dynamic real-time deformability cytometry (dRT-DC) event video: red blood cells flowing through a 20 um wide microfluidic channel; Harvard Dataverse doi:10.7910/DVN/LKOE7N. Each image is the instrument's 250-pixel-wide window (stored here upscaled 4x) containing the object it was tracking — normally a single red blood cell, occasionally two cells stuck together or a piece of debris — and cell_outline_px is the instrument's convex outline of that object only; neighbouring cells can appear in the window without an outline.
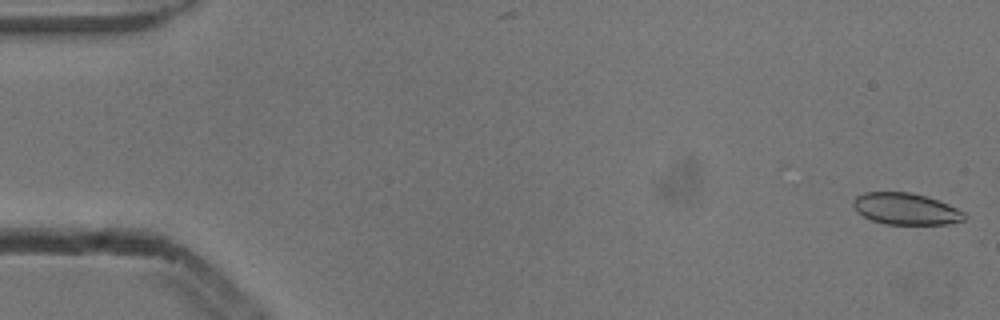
{"species": "common noctule bat (a hibernating species)", "species_latin": "Nyctalus noctula", "temperature_condition": "cold", "stored_images_in_passage": 5, "camera_frame_rate_fps": 3000, "um_per_image_px": 0.085, "animal": {"sex": "male", "body_mass_g": 13.3}, "frame": {"image": 1, "passage_image": 1, "time_ms": 0.0, "image_size_px": [1000, 320], "cell_outline_px": [[964, 220], [944, 224], [884, 224], [872, 220], [856, 212], [852, 204], [852, 200], [856, 196], [864, 192], [908, 192], [924, 196], [948, 204], [964, 212]], "centroid_in_image_um": [76.93, 17.75], "position_along_channel_um": 8.1, "area_um2": 20.29}}
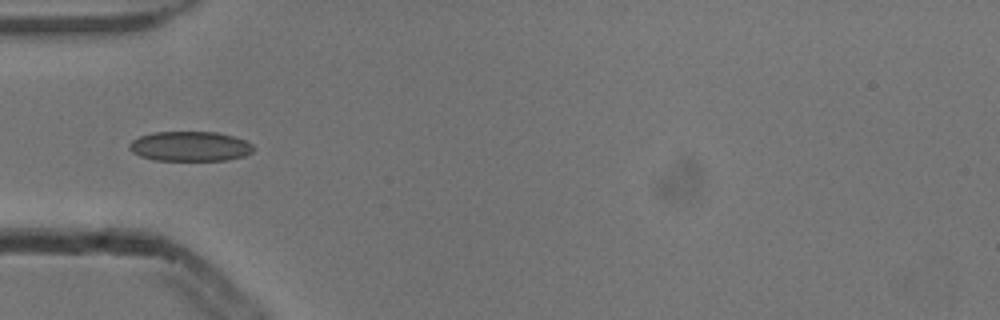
{"frame": {"image": 2, "passage_image": 5, "time_ms": 1.333, "image_size_px": [1000, 320], "cell_outline_px": [[256, 148], [252, 152], [244, 156], [228, 160], [152, 160], [140, 156], [132, 152], [128, 148], [128, 144], [132, 140], [140, 136], [152, 132], [216, 132], [232, 136], [244, 140], [252, 144]], "centroid_in_image_um": [16.14, 12.44], "position_along_channel_um": 68.9, "area_um2": 21.68}}